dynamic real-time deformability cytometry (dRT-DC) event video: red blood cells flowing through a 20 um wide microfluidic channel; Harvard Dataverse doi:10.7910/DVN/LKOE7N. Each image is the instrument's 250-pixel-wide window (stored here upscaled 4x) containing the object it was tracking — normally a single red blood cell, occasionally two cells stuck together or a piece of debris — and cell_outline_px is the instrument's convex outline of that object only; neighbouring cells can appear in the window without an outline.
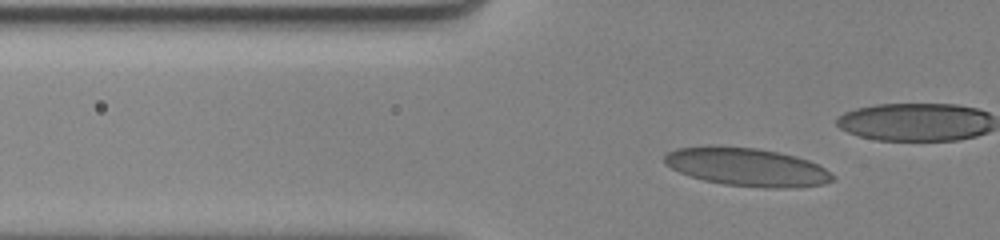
{"species": "human", "species_latin": "Homo sapiens", "temperature_condition": "cold", "stored_images_in_passage": 39, "camera_frame_rate_fps": 3000, "um_per_image_px": 0.085, "donor": {"sex": "female"}, "frame": {"image": 1, "passage_image": 9, "time_ms": 2.667, "image_size_px": [1000, 240], "cell_outline_px": [[836, 176], [832, 180], [824, 184], [788, 188], [764, 188], [724, 184], [704, 180], [688, 176], [664, 164], [664, 156], [668, 152], [676, 148], [708, 144], [716, 144], [756, 148], [780, 152], [796, 156], [808, 160], [824, 168]], "centroid_in_image_um": [63.44, 14.17], "position_along_channel_um": 62.4, "area_um2": 37.97}}
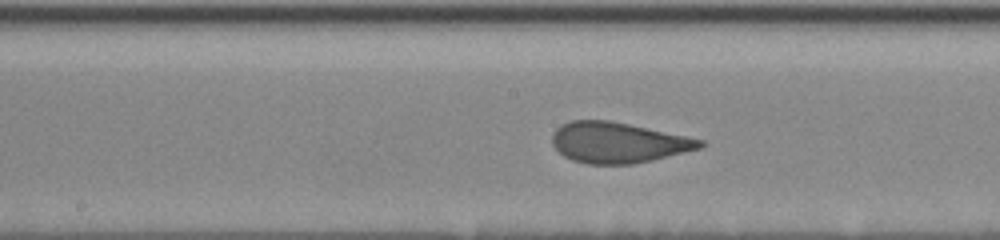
{"frame": {"image": 2, "passage_image": 22, "time_ms": 7.0, "image_size_px": [1000, 240], "cell_outline_px": [[708, 144], [700, 148], [652, 160], [632, 164], [588, 164], [572, 160], [564, 156], [552, 144], [552, 136], [556, 128], [572, 120], [608, 120], [628, 124], [704, 140]], "centroid_in_image_um": [52.53, 12.12], "position_along_channel_um": 195.7, "area_um2": 34.68}}
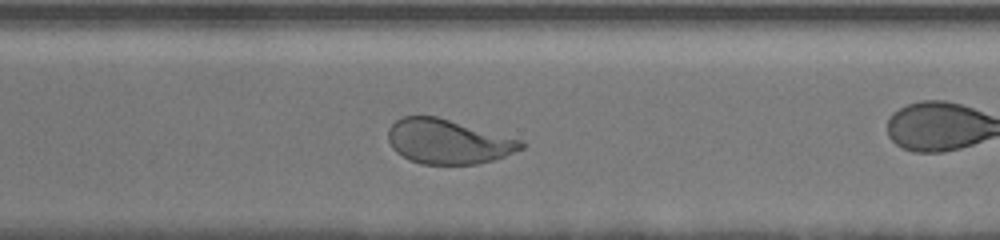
{"frame": {"image": 3, "passage_image": 34, "time_ms": 11.0, "image_size_px": [1000, 240], "cell_outline_px": [[524, 148], [504, 156], [492, 160], [476, 164], [420, 164], [408, 160], [396, 152], [392, 148], [388, 140], [388, 128], [396, 120], [404, 116], [436, 116], [524, 140]], "centroid_in_image_um": [38.07, 12.03], "position_along_channel_um": 332.5, "area_um2": 34.62}}